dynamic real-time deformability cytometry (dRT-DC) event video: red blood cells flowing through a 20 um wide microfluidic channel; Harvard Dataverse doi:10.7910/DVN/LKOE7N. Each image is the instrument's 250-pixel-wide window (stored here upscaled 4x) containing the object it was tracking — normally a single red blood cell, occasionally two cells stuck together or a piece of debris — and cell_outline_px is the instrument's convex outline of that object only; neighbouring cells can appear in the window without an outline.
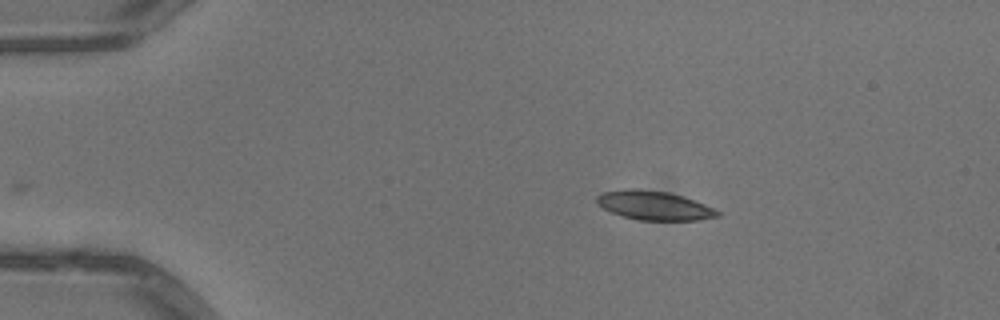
{"species": "common noctule bat (a hibernating species)", "species_latin": "Nyctalus noctula", "temperature_condition": "warm", "stored_images_in_passage": 39, "camera_frame_rate_fps": 3000, "um_per_image_px": 0.085, "animal": {"sex": "male", "body_mass_g": 13.3}, "frame": {"image": 1, "passage_image": 1, "time_ms": 0.0, "image_size_px": [1000, 320], "cell_outline_px": [[720, 216], [700, 220], [640, 220], [620, 216], [596, 204], [596, 196], [604, 192], [624, 188], [636, 188], [668, 192], [704, 204], [720, 212]], "centroid_in_image_um": [55.55, 17.46], "position_along_channel_um": 29.4, "area_um2": 20.35}}
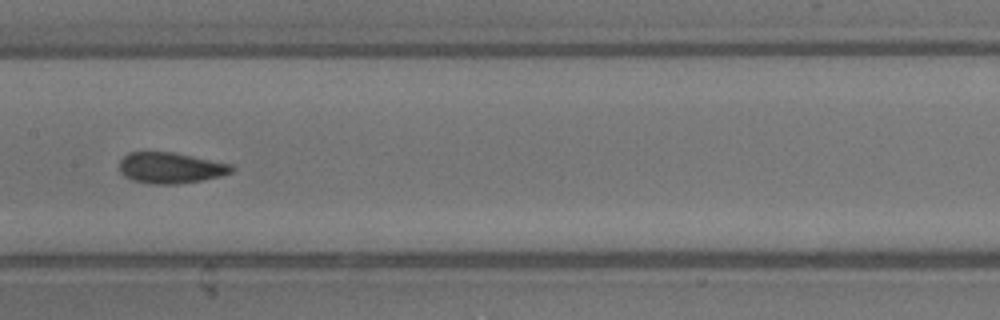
{"frame": {"image": 2, "passage_image": 18, "time_ms": 5.667, "image_size_px": [1000, 320], "cell_outline_px": [[236, 168], [232, 172], [220, 176], [200, 180], [176, 184], [152, 184], [132, 180], [124, 176], [120, 172], [120, 160], [128, 152], [172, 152], [232, 164]], "centroid_in_image_um": [14.49, 14.27], "position_along_channel_um": 192.9, "area_um2": 20.17}}
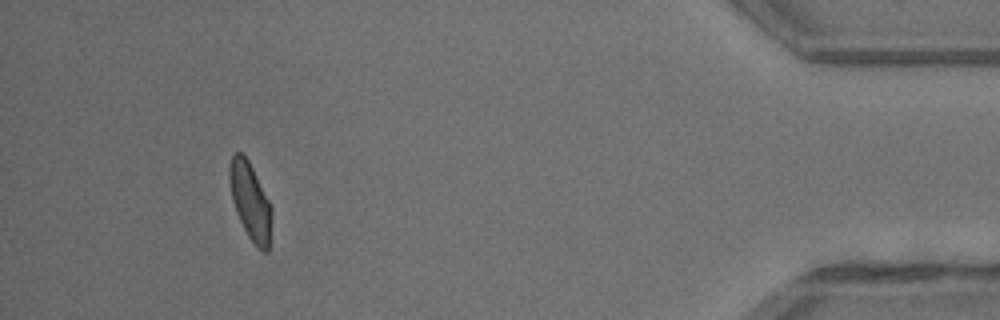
{"frame": {"image": 3, "passage_image": 39, "time_ms": 12.667, "image_size_px": [1000, 320], "cell_outline_px": [[272, 220], [268, 252], [264, 252], [248, 236], [236, 212], [228, 180], [228, 168], [232, 156], [236, 152], [240, 152], [248, 160], [272, 204]], "centroid_in_image_um": [21.29, 17.09], "position_along_channel_um": 413.9, "area_um2": 18.96}, "authors_computed_cell_mechanics": {"area_um2": 19.9988, "velocity_mm_per_s": 4.053, "shape_relaxation_time_tau1_ms": 8.4921, "shape_relaxation_time_tau2_ms": 1.6067, "deformation_change_tau1": 0.2026, "deformation_change_tau2": 0.0632}}